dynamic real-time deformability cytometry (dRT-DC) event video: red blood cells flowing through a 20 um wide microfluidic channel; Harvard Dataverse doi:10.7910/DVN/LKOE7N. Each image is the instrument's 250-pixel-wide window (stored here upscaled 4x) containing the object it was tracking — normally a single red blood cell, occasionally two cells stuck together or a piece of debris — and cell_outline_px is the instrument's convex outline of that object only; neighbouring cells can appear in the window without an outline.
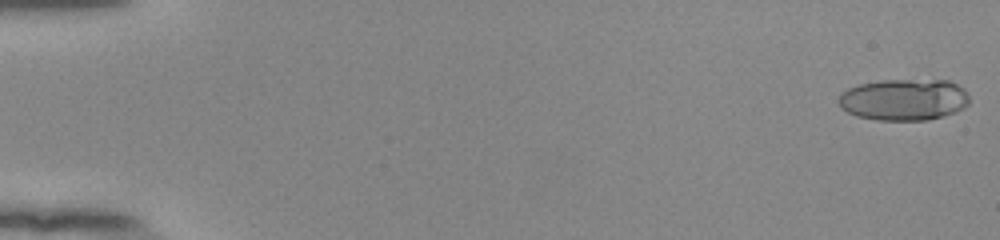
{"species": "human", "species_latin": "Homo sapiens", "temperature_condition": "room temperature", "stored_images_in_passage": 54, "camera_frame_rate_fps": 3000, "um_per_image_px": 0.085, "donor": {"sex": "female"}, "frame": {"image": 1, "passage_image": 1, "time_ms": 0.0, "image_size_px": [1000, 240], "cell_outline_px": [[968, 104], [964, 108], [956, 112], [944, 116], [928, 120], [876, 120], [856, 116], [840, 108], [836, 100], [840, 92], [848, 88], [860, 84], [880, 80], [948, 80], [964, 88], [968, 96]], "centroid_in_image_um": [76.8, 8.47], "position_along_channel_um": 8.2, "area_um2": 32.08}}
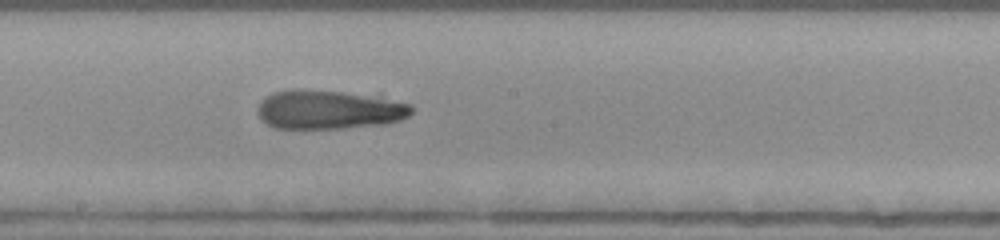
{"frame": {"image": 2, "passage_image": 31, "time_ms": 10.0, "image_size_px": [1000, 240], "cell_outline_px": [[412, 112], [408, 116], [400, 120], [384, 124], [344, 128], [272, 128], [260, 120], [256, 112], [256, 108], [260, 100], [272, 92], [292, 88], [340, 92], [380, 96], [412, 104]], "centroid_in_image_um": [27.9, 9.31], "position_along_channel_um": 220.3, "area_um2": 35.49}}
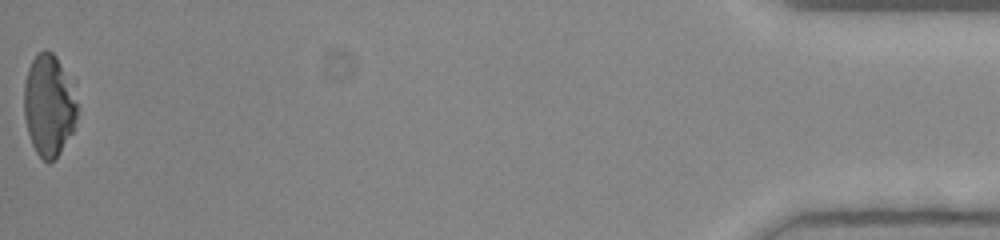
{"frame": {"image": 3, "passage_image": 54, "time_ms": 17.667, "image_size_px": [1000, 240], "cell_outline_px": [[80, 108], [72, 132], [60, 152], [48, 164], [36, 152], [32, 144], [28, 132], [24, 116], [24, 84], [28, 68], [32, 60], [44, 48], [52, 52], [56, 56], [68, 80]], "centroid_in_image_um": [4.15, 8.97], "position_along_channel_um": 431.1, "area_um2": 31.27}}